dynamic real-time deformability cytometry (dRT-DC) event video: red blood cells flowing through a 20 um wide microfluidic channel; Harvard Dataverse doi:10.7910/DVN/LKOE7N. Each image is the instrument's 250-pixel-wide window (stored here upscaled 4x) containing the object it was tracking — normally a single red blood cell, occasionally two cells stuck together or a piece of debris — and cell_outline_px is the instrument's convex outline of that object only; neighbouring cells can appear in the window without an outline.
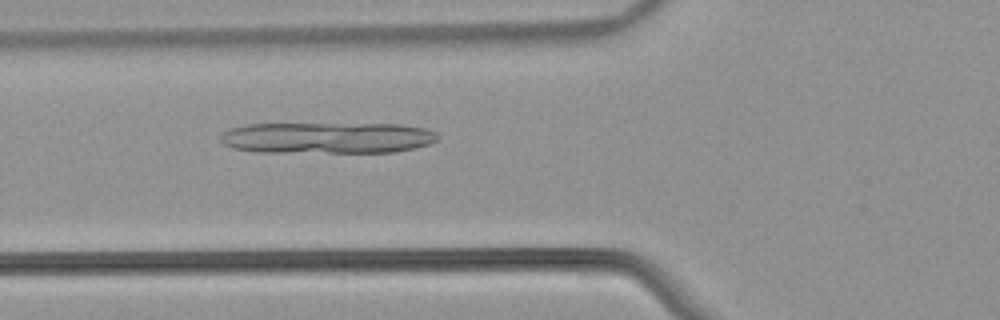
{"species": "common noctule bat (a hibernating species)", "species_latin": "Nyctalus noctula", "temperature_condition": "warm", "stored_images_in_passage": 40, "camera_frame_rate_fps": 3000, "um_per_image_px": 0.085, "animal": {"sex": "male", "body_mass_g": 21.5, "forearm_length_mm": 52.0}, "frame": {"image": 1, "passage_image": 7, "time_ms": 2.0, "image_size_px": [1000, 320], "cell_outline_px": [[440, 136], [436, 140], [428, 144], [416, 148], [396, 152], [256, 152], [232, 148], [224, 144], [220, 140], [220, 136], [228, 128], [248, 124], [400, 124], [424, 128], [436, 132]], "centroid_in_image_um": [27.81, 11.71], "position_along_channel_um": 98.0, "area_um2": 39.82}}
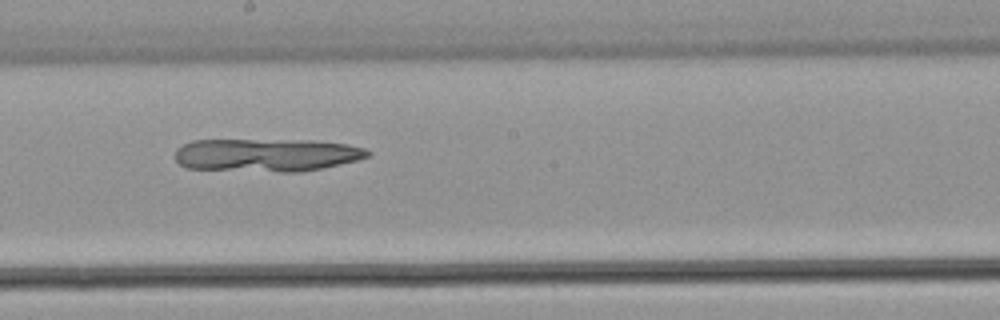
{"frame": {"image": 2, "passage_image": 17, "time_ms": 5.333, "image_size_px": [1000, 320], "cell_outline_px": [[372, 152], [368, 156], [356, 160], [324, 168], [300, 172], [280, 172], [188, 168], [180, 164], [176, 160], [176, 148], [192, 140], [312, 140], [348, 144], [364, 148]], "centroid_in_image_um": [22.68, 13.17], "position_along_channel_um": 225.5, "area_um2": 37.17}}
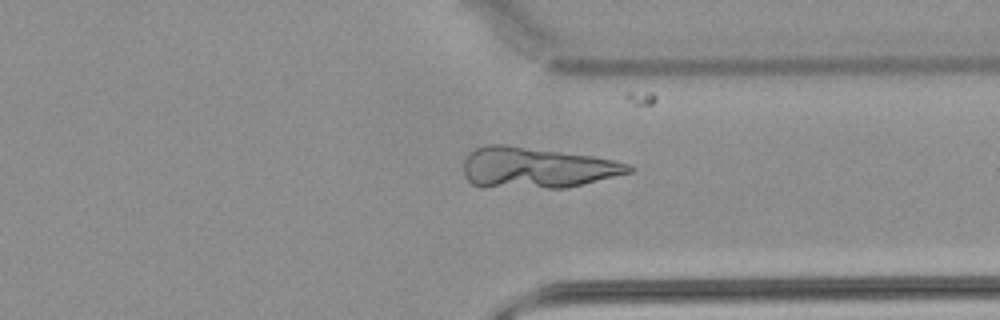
{"frame": {"image": 3, "passage_image": 28, "time_ms": 9.0, "image_size_px": [1000, 320], "cell_outline_px": [[636, 168], [632, 172], [564, 188], [480, 188], [472, 184], [464, 176], [464, 160], [476, 148], [488, 144], [508, 144], [592, 156], [612, 160], [628, 164]], "centroid_in_image_um": [45.56, 14.26], "position_along_channel_um": 365.8, "area_um2": 39.59}}